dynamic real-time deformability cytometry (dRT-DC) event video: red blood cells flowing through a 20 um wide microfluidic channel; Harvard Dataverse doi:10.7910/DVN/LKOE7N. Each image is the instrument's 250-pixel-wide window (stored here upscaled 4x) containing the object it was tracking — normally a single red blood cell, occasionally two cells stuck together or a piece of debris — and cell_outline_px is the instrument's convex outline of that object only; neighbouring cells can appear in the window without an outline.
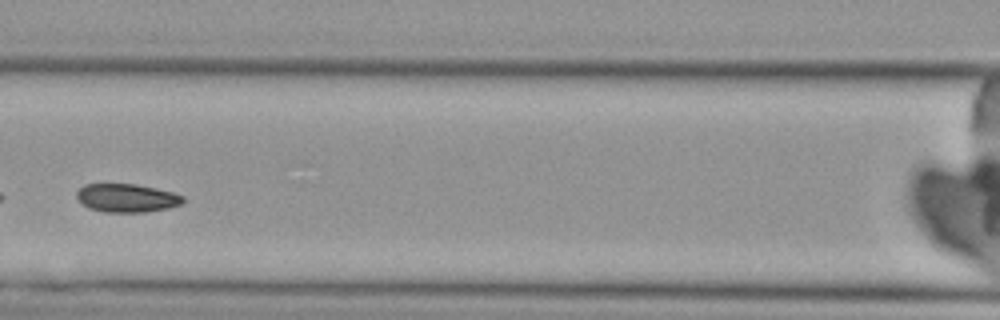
{"species": "Egyptian fruit bat (a non-hibernating species)", "species_latin": "Rousettus aegyptiacus", "temperature_condition": "cold", "stored_images_in_passage": 8, "camera_frame_rate_fps": 3000, "um_per_image_px": 0.085, "animal": {"sex": "female"}, "frame": {"image": 1, "passage_image": 5, "time_ms": 5.0, "image_size_px": [1000, 320], "cell_outline_px": [[184, 200], [180, 204], [168, 208], [144, 212], [104, 212], [92, 208], [84, 204], [76, 196], [76, 192], [84, 184], [136, 184], [156, 188], [172, 192], [184, 196]], "centroid_in_image_um": [10.79, 16.82], "position_along_channel_um": 155.8, "area_um2": 17.4}}
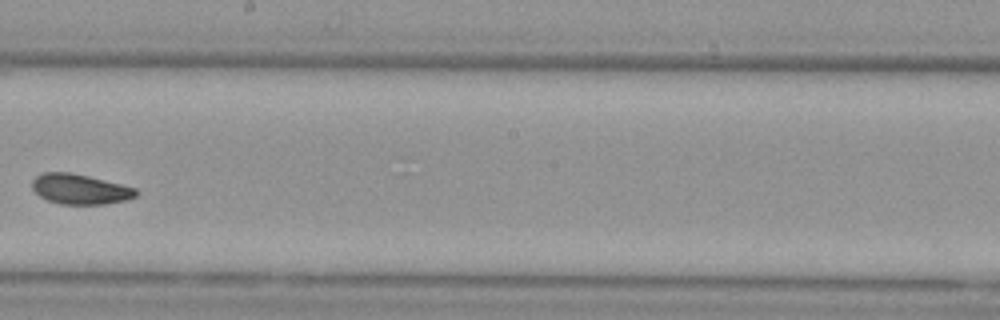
{"frame": {"image": 2, "passage_image": 7, "time_ms": 7.333, "image_size_px": [1000, 320], "cell_outline_px": [[140, 192], [136, 196], [124, 200], [104, 204], [60, 204], [48, 200], [40, 196], [32, 188], [32, 180], [36, 176], [44, 172], [68, 172], [88, 176], [136, 188]], "centroid_in_image_um": [6.79, 16.07], "position_along_channel_um": 241.4, "area_um2": 18.09}}
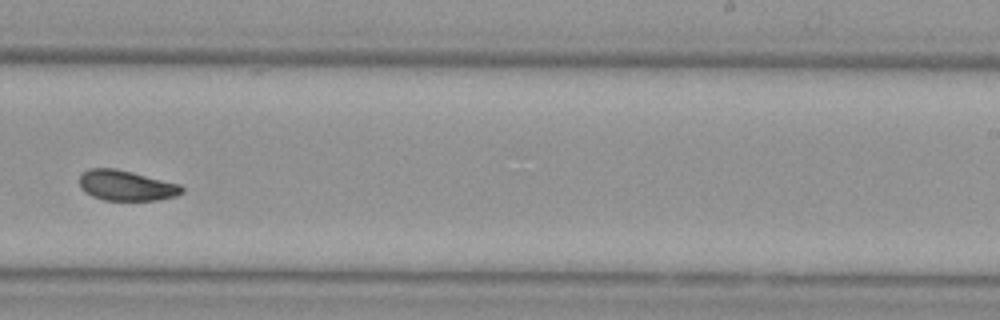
{"frame": {"image": 3, "passage_image": 8, "time_ms": 8.333, "image_size_px": [1000, 320], "cell_outline_px": [[184, 192], [176, 196], [156, 200], [104, 200], [92, 196], [84, 192], [80, 188], [80, 176], [88, 168], [116, 168], [180, 184], [184, 188]], "centroid_in_image_um": [10.73, 15.77], "position_along_channel_um": 278.3, "area_um2": 18.15}}